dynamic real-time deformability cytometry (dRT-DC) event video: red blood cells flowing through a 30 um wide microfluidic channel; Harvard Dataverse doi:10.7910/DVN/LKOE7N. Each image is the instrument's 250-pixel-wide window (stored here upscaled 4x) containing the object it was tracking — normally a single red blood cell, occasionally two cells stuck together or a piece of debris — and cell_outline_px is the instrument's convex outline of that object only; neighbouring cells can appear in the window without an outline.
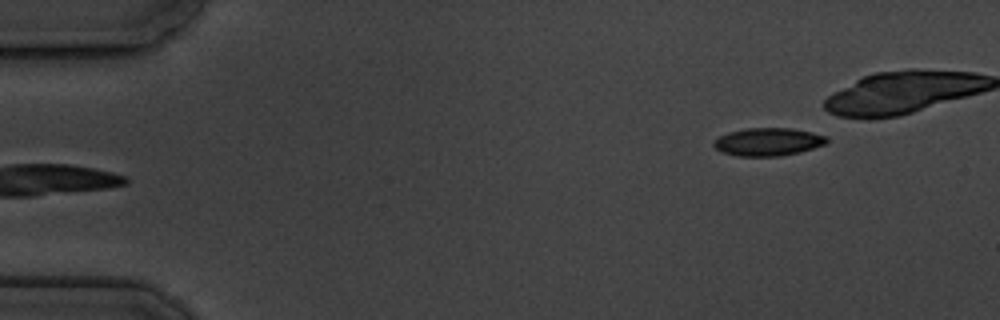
{"species": "common noctule bat (a hibernating species)", "species_latin": "Nyctalus noctula", "temperature_condition": "cold", "stored_images_in_passage": 5, "segment_of_instrument_passage": [2, 2], "camera_frame_rate_fps": 3000, "um_per_image_px": 0.085, "animal": {"sex": "male", "body_mass_g": 19.5, "forearm_length_mm": 54.6}, "frame": {"image": 1, "passage_image": 5, "time_ms": 4.667, "image_size_px": [1000, 320], "cell_outline_px": [[828, 140], [824, 144], [800, 152], [780, 156], [736, 156], [724, 152], [716, 148], [712, 144], [720, 136], [728, 132], [744, 128], [792, 128], [812, 132], [824, 136]], "centroid_in_image_um": [65.27, 12.05], "position_along_channel_um": 19.7, "area_um2": 18.21}}